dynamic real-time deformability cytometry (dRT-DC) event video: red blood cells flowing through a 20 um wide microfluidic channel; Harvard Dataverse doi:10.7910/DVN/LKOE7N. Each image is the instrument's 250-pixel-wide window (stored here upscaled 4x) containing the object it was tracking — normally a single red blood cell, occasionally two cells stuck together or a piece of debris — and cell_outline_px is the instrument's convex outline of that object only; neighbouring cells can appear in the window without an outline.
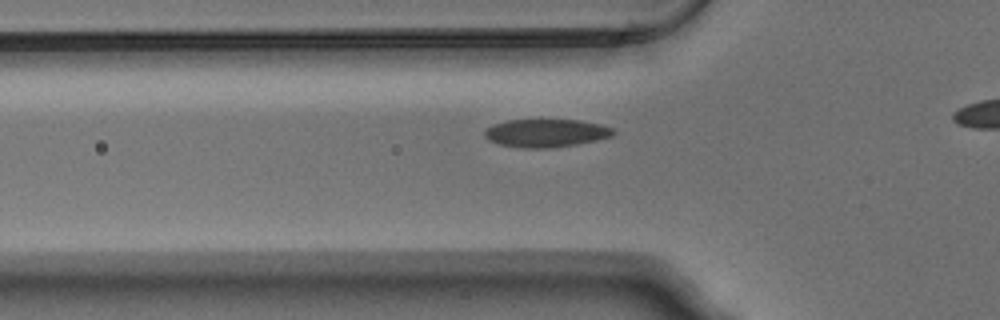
{"species": "Egyptian fruit bat (a non-hibernating species)", "species_latin": "Rousettus aegyptiacus", "temperature_condition": "warm", "stored_images_in_passage": 32, "camera_frame_rate_fps": 3000, "um_per_image_px": 0.085, "animal": {"sex": "male"}, "frame": {"image": 1, "passage_image": 6, "time_ms": 1.667, "image_size_px": [1000, 320], "cell_outline_px": [[616, 132], [612, 136], [596, 140], [576, 144], [552, 148], [520, 148], [500, 144], [488, 140], [484, 136], [484, 132], [492, 124], [508, 120], [580, 120], [600, 124], [612, 128]], "centroid_in_image_um": [46.4, 11.31], "position_along_channel_um": 79.4, "area_um2": 21.04}}
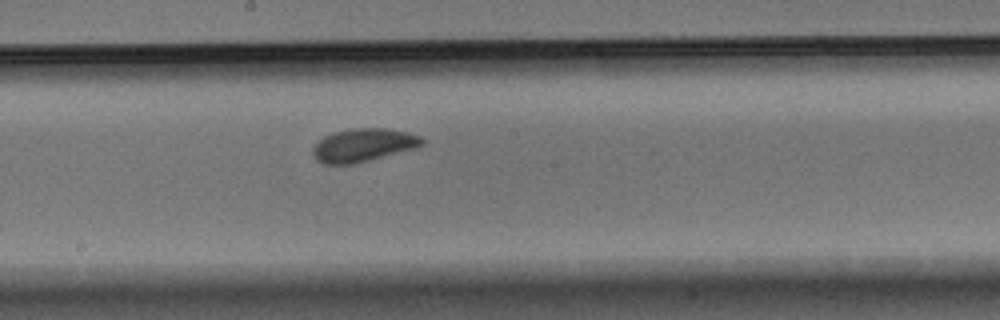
{"frame": {"image": 2, "passage_image": 17, "time_ms": 5.333, "image_size_px": [1000, 320], "cell_outline_px": [[424, 144], [416, 148], [352, 164], [324, 164], [316, 160], [312, 152], [312, 148], [324, 136], [332, 132], [352, 128], [384, 128], [408, 132], [420, 136], [424, 140]], "centroid_in_image_um": [30.87, 12.32], "position_along_channel_um": 217.3, "area_um2": 21.04}}
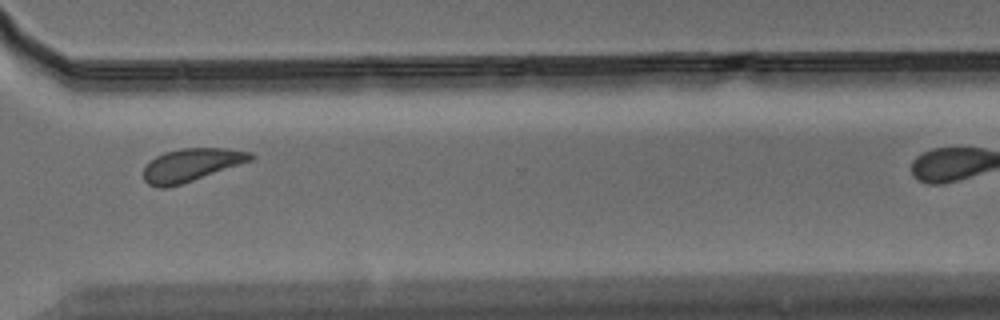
{"frame": {"image": 3, "passage_image": 28, "time_ms": 9.0, "image_size_px": [1000, 320], "cell_outline_px": [[256, 156], [252, 160], [168, 188], [160, 188], [148, 184], [144, 180], [144, 168], [156, 156], [164, 152], [180, 148], [228, 148], [252, 152]], "centroid_in_image_um": [16.27, 14.0], "position_along_channel_um": 354.3, "area_um2": 20.35}}